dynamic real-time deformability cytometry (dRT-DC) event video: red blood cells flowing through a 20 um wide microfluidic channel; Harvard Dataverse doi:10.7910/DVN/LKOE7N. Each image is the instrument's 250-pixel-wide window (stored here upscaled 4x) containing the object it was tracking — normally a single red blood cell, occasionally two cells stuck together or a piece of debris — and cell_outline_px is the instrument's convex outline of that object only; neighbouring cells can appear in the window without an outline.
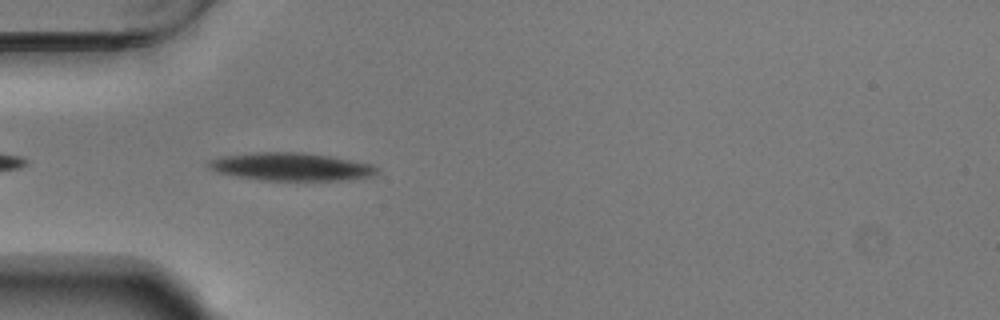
{"species": "Egyptian fruit bat (a non-hibernating species)", "species_latin": "Rousettus aegyptiacus", "temperature_condition": "warm", "stored_images_in_passage": 39, "camera_frame_rate_fps": 3000, "um_per_image_px": 0.085, "animal": {"sex": "male"}, "frame": {"image": 1, "passage_image": 2, "time_ms": 0.333, "image_size_px": [1000, 320], "cell_outline_px": [[380, 172], [372, 176], [340, 180], [264, 180], [216, 172], [208, 168], [208, 160], [220, 156], [256, 152], [304, 152], [332, 156], [372, 164], [380, 168]], "centroid_in_image_um": [24.77, 14.16], "position_along_channel_um": 60.2, "area_um2": 27.46}}
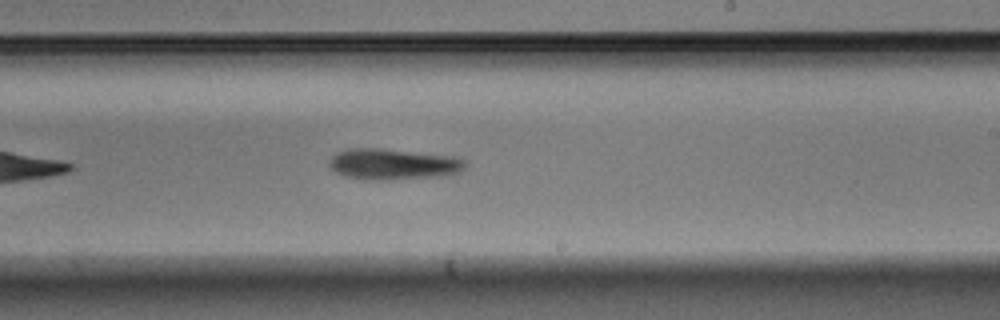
{"frame": {"image": 2, "passage_image": 18, "time_ms": 5.667, "image_size_px": [1000, 320], "cell_outline_px": [[468, 164], [460, 172], [440, 176], [380, 180], [348, 176], [336, 172], [328, 164], [328, 160], [336, 152], [348, 148], [380, 148], [456, 156], [464, 160]], "centroid_in_image_um": [33.44, 13.93], "position_along_channel_um": 255.6, "area_um2": 24.45}}
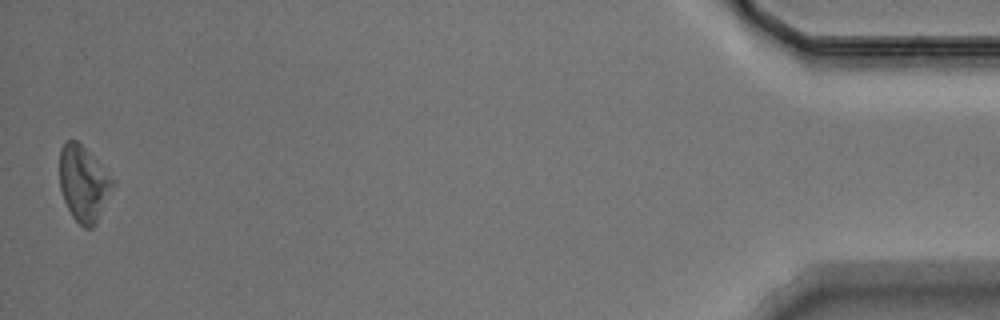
{"frame": {"image": 3, "passage_image": 39, "time_ms": 12.667, "image_size_px": [1000, 320], "cell_outline_px": [[116, 184], [92, 228], [84, 228], [72, 216], [64, 200], [60, 188], [60, 148], [68, 140], [76, 140], [116, 180]], "centroid_in_image_um": [7.11, 15.6], "position_along_channel_um": 428.1, "area_um2": 23.12}, "authors_computed_cell_mechanics": {"area_um2": 23.987, "velocity_mm_per_s": 3.7177, "shape_relaxation_time_tau1_ms": 4.8869, "shape_relaxation_time_tau2_ms": null, "deformation_change_tau1": 0.1118, "deformation_change_tau2": null}}